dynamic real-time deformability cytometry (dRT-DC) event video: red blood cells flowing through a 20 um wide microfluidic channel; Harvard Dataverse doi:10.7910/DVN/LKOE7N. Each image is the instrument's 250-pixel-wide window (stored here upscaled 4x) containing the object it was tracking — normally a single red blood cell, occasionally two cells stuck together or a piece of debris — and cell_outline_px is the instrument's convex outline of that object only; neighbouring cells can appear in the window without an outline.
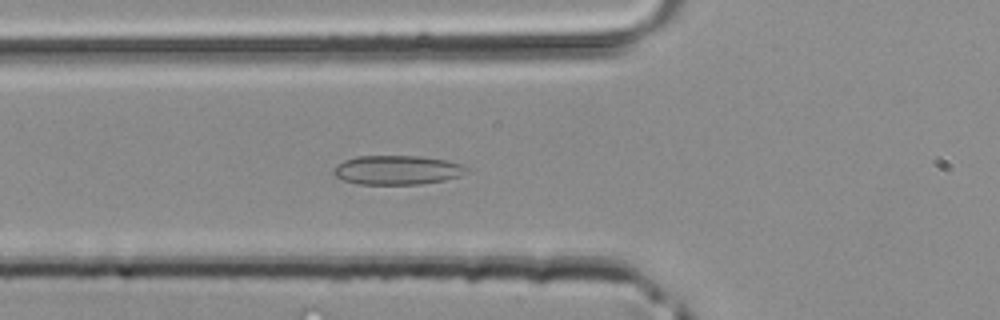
{"species": "common noctule bat (a hibernating species)", "species_latin": "Nyctalus noctula", "temperature_condition": "room temperature", "stored_images_in_passage": 35, "camera_frame_rate_fps": 3000, "um_per_image_px": 0.085, "animal": {"sex": "male", "body_mass_g": 20.4}, "frame": {"image": 1, "passage_image": 7, "time_ms": 2.0, "image_size_px": [1000, 320], "cell_outline_px": [[472, 168], [460, 176], [444, 180], [420, 184], [356, 184], [344, 180], [336, 176], [332, 172], [336, 164], [344, 160], [356, 156], [420, 156], [448, 160], [464, 164]], "centroid_in_image_um": [33.8, 14.44], "position_along_channel_um": 92.0, "area_um2": 22.89}}
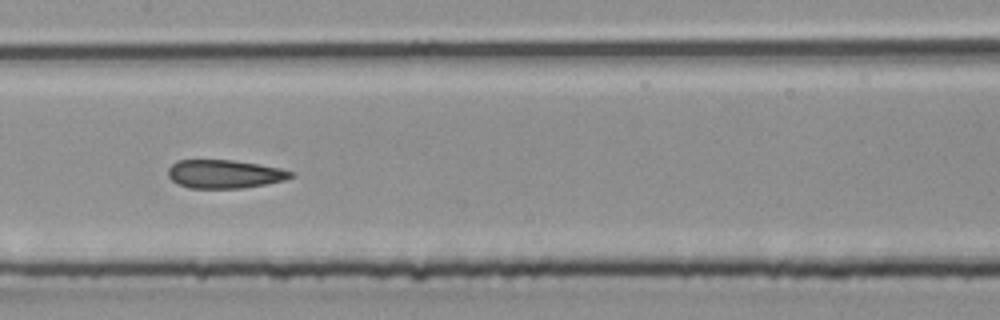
{"frame": {"image": 2, "passage_image": 13, "time_ms": 4.0, "image_size_px": [1000, 320], "cell_outline_px": [[296, 176], [284, 180], [244, 188], [188, 188], [172, 180], [168, 176], [168, 168], [176, 160], [232, 160], [260, 164], [280, 168], [292, 172]], "centroid_in_image_um": [19.09, 14.79], "position_along_channel_um": 188.3, "area_um2": 20.35}}
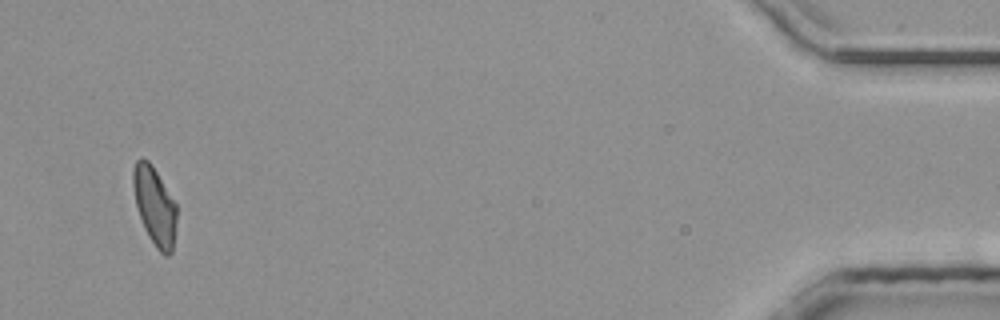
{"frame": {"image": 3, "passage_image": 33, "time_ms": 10.667, "image_size_px": [1000, 320], "cell_outline_px": [[176, 220], [172, 252], [168, 256], [164, 256], [156, 248], [148, 236], [144, 228], [136, 204], [132, 184], [132, 168], [136, 160], [140, 156], [148, 160], [152, 164], [176, 204]], "centroid_in_image_um": [13.12, 17.48], "position_along_channel_um": 422.1, "area_um2": 19.88}}